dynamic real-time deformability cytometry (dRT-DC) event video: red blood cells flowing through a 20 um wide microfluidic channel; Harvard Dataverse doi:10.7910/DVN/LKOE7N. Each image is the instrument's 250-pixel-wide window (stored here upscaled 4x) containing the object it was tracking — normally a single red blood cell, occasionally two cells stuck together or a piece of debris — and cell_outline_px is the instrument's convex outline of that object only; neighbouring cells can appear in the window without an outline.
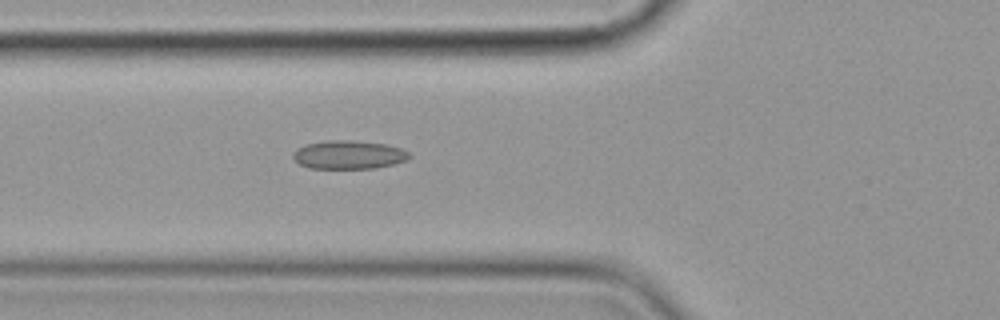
{"species": "common noctule bat (a hibernating species)", "species_latin": "Nyctalus noctula", "temperature_condition": "cold", "stored_images_in_passage": 6, "camera_frame_rate_fps": 3000, "um_per_image_px": 0.085, "animal": {"sex": "female", "body_mass_g": 19.9}, "frame": {"image": 1, "passage_image": 6, "time_ms": 6.667, "image_size_px": [1000, 320], "cell_outline_px": [[412, 156], [408, 160], [376, 168], [308, 168], [300, 164], [292, 156], [292, 152], [296, 148], [308, 144], [324, 140], [352, 140], [384, 144], [400, 148], [408, 152]], "centroid_in_image_um": [29.63, 13.15], "position_along_channel_um": 96.2, "area_um2": 19.31}}